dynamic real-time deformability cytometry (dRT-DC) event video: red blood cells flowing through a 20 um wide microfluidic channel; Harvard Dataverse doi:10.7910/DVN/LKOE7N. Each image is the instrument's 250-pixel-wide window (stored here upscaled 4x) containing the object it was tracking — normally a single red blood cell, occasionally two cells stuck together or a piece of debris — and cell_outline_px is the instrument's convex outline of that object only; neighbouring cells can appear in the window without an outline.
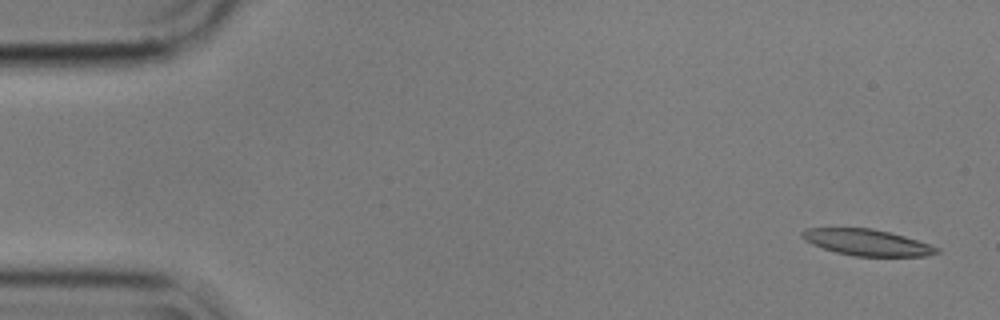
{"species": "common noctule bat (a hibernating species)", "species_latin": "Nyctalus noctula", "temperature_condition": "cold", "stored_images_in_passage": 2, "segment_of_instrument_passage": [2, 2], "camera_frame_rate_fps": 3000, "um_per_image_px": 0.085, "animal": {"sex": "male", "body_mass_g": 17.9}, "frame": {"image": 1, "passage_image": 2, "time_ms": 0.333, "image_size_px": [1000, 320], "cell_outline_px": [[940, 252], [924, 256], [852, 256], [836, 252], [812, 244], [804, 240], [800, 236], [800, 232], [804, 228], [872, 228], [904, 236], [940, 248]], "centroid_in_image_um": [73.65, 20.6], "position_along_channel_um": 11.3, "area_um2": 20.52}}